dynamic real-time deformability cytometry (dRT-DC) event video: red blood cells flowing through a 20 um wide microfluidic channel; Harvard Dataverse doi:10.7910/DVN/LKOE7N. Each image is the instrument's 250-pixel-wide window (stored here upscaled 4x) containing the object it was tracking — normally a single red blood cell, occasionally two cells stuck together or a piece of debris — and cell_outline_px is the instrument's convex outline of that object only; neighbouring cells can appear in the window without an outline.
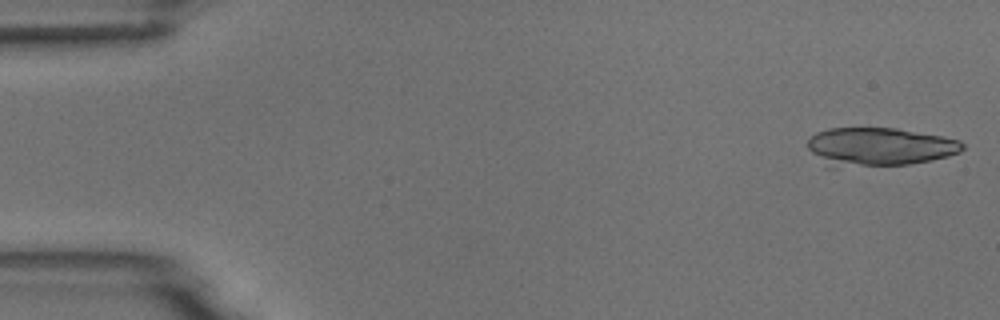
{"species": "common noctule bat (a hibernating species)", "species_latin": "Nyctalus noctula", "temperature_condition": "room temperature", "stored_images_in_passage": 6, "camera_frame_rate_fps": 3000, "um_per_image_px": 0.085, "animal": {"sex": "male", "body_mass_g": 18.8}, "frame": {"image": 1, "passage_image": 1, "time_ms": 0.0, "image_size_px": [1000, 320], "cell_outline_px": [[964, 148], [960, 152], [948, 156], [932, 160], [908, 164], [836, 168], [824, 168], [808, 148], [808, 140], [816, 132], [828, 128], [896, 128], [944, 136], [960, 140], [964, 144]], "centroid_in_image_um": [74.69, 12.5], "position_along_channel_um": 10.3, "area_um2": 35.37}}
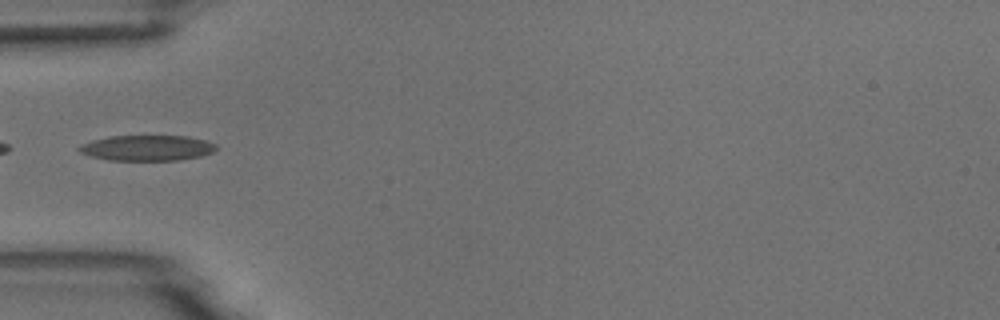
{"frame": {"image": 2, "passage_image": 5, "time_ms": 5.333, "image_size_px": [1000, 320], "cell_outline_px": [[216, 148], [212, 152], [200, 156], [176, 160], [108, 160], [92, 156], [80, 152], [76, 148], [92, 140], [108, 136], [188, 136], [204, 140], [216, 144]], "centroid_in_image_um": [12.49, 12.57], "position_along_channel_um": 72.5, "area_um2": 20.17}}